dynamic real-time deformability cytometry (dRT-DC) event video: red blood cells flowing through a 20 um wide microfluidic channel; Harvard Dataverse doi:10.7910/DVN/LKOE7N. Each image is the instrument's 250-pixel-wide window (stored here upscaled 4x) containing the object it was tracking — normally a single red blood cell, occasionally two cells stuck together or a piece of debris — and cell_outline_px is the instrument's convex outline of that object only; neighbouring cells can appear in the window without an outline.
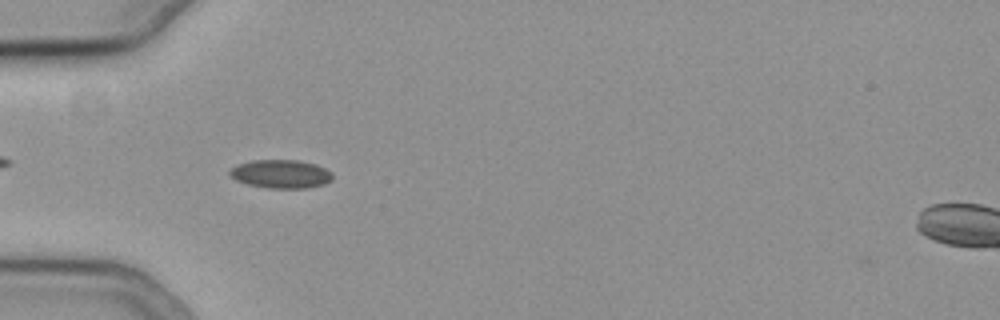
{"species": "common noctule bat (a hibernating species)", "species_latin": "Nyctalus noctula", "temperature_condition": "cold", "stored_images_in_passage": 44, "camera_frame_rate_fps": 3000, "um_per_image_px": 0.085, "animal": {"sex": "female", "body_mass_g": 19.3, "forearm_length_mm": 54.1}, "frame": {"image": 1, "passage_image": 6, "time_ms": 1.667, "image_size_px": [1000, 320], "cell_outline_px": [[332, 180], [324, 184], [308, 188], [268, 188], [248, 184], [236, 180], [228, 172], [236, 164], [252, 160], [300, 160], [316, 164], [332, 172]], "centroid_in_image_um": [23.89, 14.78], "position_along_channel_um": 61.1, "area_um2": 17.11}}
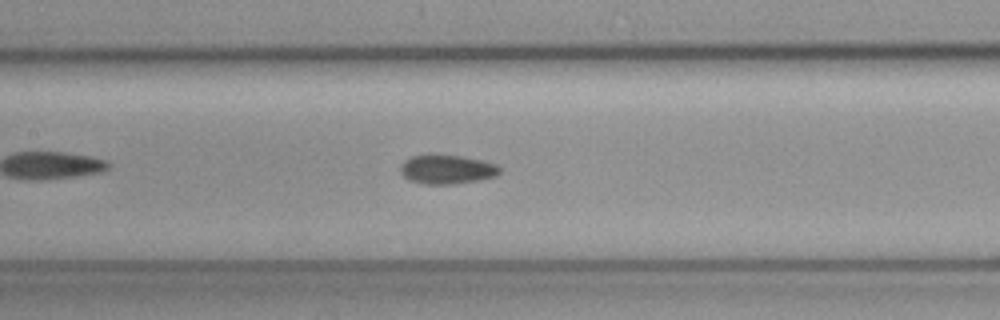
{"frame": {"image": 2, "passage_image": 15, "time_ms": 4.667, "image_size_px": [1000, 320], "cell_outline_px": [[500, 172], [496, 176], [480, 180], [452, 184], [424, 184], [408, 180], [400, 172], [400, 164], [404, 160], [412, 156], [460, 156], [480, 160], [496, 164], [500, 168]], "centroid_in_image_um": [37.98, 14.42], "position_along_channel_um": 169.4, "area_um2": 16.59}}
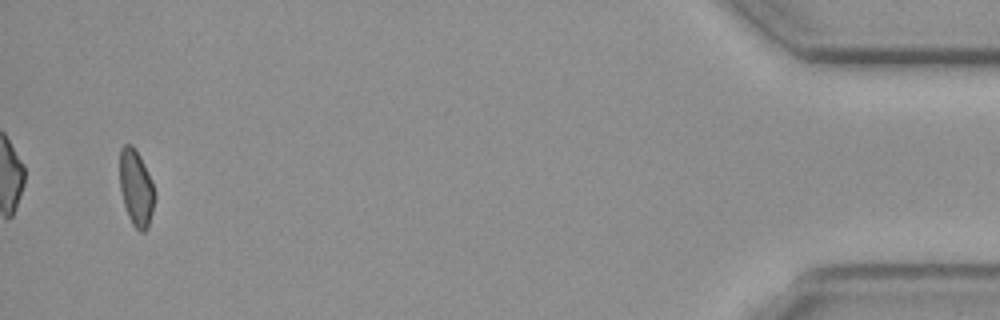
{"frame": {"image": 3, "passage_image": 42, "time_ms": 13.667, "image_size_px": [1000, 320], "cell_outline_px": [[156, 196], [148, 228], [144, 232], [140, 232], [132, 224], [128, 216], [120, 192], [120, 148], [124, 144], [132, 144], [140, 156], [152, 180], [156, 192]], "centroid_in_image_um": [11.58, 15.98], "position_along_channel_um": 423.6, "area_um2": 15.78}}